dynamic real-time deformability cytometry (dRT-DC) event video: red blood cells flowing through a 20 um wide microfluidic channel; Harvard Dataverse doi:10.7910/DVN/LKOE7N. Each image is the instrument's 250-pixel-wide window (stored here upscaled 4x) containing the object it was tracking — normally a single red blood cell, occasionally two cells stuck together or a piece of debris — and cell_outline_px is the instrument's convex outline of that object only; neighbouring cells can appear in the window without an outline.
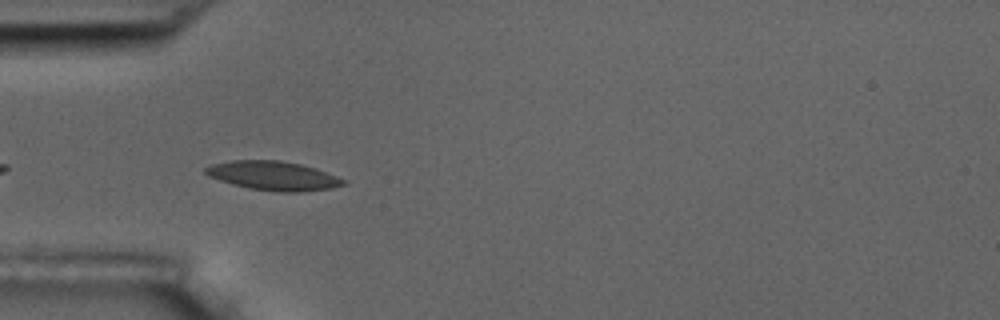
{"species": "common noctule bat (a hibernating species)", "species_latin": "Nyctalus noctula", "temperature_condition": "room temperature", "stored_images_in_passage": 5, "camera_frame_rate_fps": 3000, "um_per_image_px": 0.085, "animal": {"sex": "male", "body_mass_g": 17.5, "forearm_length_mm": 52.3}, "frame": {"image": 1, "passage_image": 4, "time_ms": 3.667, "image_size_px": [1000, 320], "cell_outline_px": [[348, 184], [332, 188], [300, 192], [280, 192], [248, 188], [232, 184], [208, 176], [204, 172], [204, 168], [212, 164], [232, 160], [280, 160], [300, 164], [316, 168], [348, 180]], "centroid_in_image_um": [23.27, 14.94], "position_along_channel_um": 61.7, "area_um2": 23.52}}